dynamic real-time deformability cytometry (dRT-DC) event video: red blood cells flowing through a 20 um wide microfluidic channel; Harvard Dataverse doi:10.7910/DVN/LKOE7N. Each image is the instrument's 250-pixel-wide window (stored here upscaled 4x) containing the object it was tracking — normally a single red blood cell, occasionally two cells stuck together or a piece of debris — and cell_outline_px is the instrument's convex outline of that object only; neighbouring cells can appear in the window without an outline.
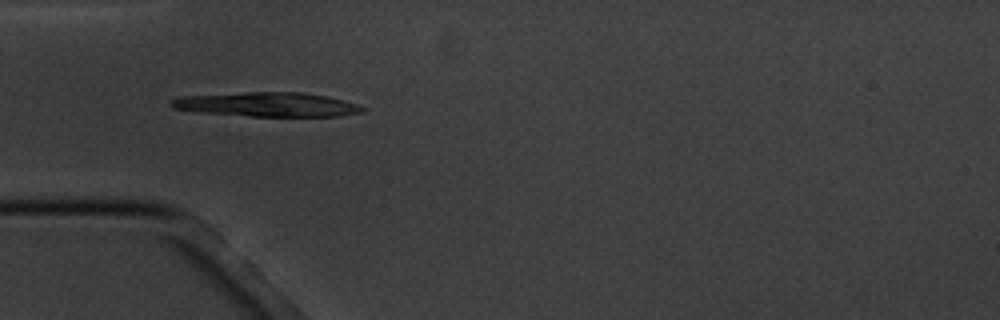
{"species": "common noctule bat (a hibernating species)", "species_latin": "Nyctalus noctula", "temperature_condition": "cold", "stored_images_in_passage": 3, "camera_frame_rate_fps": 3000, "um_per_image_px": 0.085, "animal": {"sex": "male", "body_mass_g": 20.1, "forearm_length_mm": 53.5}, "frame": {"image": 1, "passage_image": 2, "time_ms": 1.333, "image_size_px": [1000, 320], "cell_outline_px": [[368, 108], [364, 112], [340, 116], [252, 116], [200, 112], [172, 108], [168, 104], [168, 100], [180, 96], [244, 92], [304, 92], [328, 96], [356, 104]], "centroid_in_image_um": [22.7, 8.87], "position_along_channel_um": 62.3, "area_um2": 27.28}}
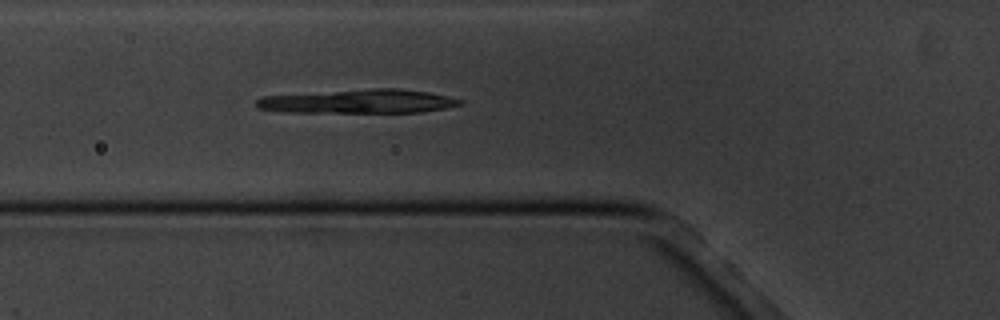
{"frame": {"image": 2, "passage_image": 3, "time_ms": 2.333, "image_size_px": [1000, 320], "cell_outline_px": [[464, 100], [460, 104], [444, 108], [420, 112], [280, 112], [256, 108], [256, 100], [260, 96], [372, 88], [400, 88], [428, 92], [448, 96]], "centroid_in_image_um": [30.42, 8.61], "position_along_channel_um": 95.4, "area_um2": 28.44}}